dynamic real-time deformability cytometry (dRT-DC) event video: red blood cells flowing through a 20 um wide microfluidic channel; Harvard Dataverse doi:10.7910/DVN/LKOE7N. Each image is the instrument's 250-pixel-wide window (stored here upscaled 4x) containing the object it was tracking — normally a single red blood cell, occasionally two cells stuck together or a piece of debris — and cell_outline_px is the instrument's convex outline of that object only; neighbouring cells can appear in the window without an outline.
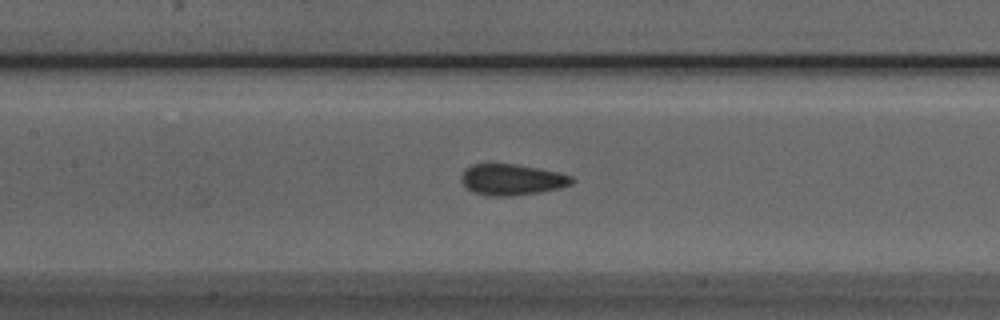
{"species": "Egyptian fruit bat (a non-hibernating species)", "species_latin": "Rousettus aegyptiacus", "temperature_condition": "room temperature", "stored_images_in_passage": 51, "camera_frame_rate_fps": 3000, "um_per_image_px": 0.085, "animal": {"sex": "male"}, "frame": {"image": 1, "passage_image": 23, "time_ms": 7.333, "image_size_px": [1000, 320], "cell_outline_px": [[576, 180], [572, 184], [560, 188], [540, 192], [508, 196], [488, 196], [472, 192], [460, 180], [460, 176], [464, 168], [472, 164], [516, 164], [540, 168], [572, 176]], "centroid_in_image_um": [43.5, 15.26], "position_along_channel_um": 163.9, "area_um2": 20.17}}
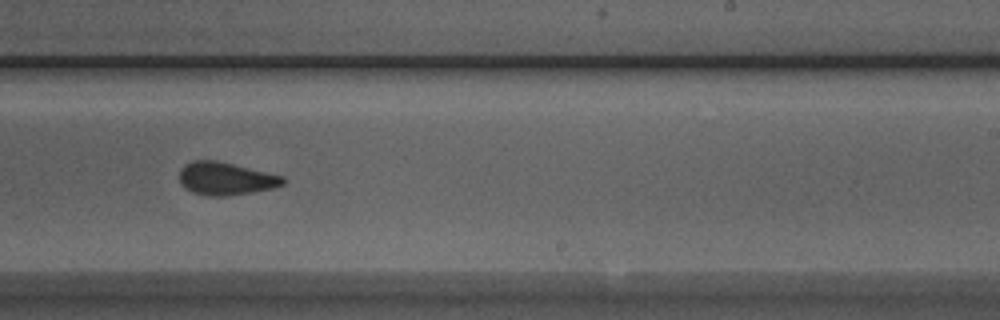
{"frame": {"image": 2, "passage_image": 31, "time_ms": 10.0, "image_size_px": [1000, 320], "cell_outline_px": [[288, 180], [284, 184], [272, 188], [252, 192], [228, 196], [208, 196], [192, 192], [184, 188], [180, 184], [180, 168], [184, 164], [192, 160], [216, 160], [284, 176]], "centroid_in_image_um": [19.17, 15.18], "position_along_channel_um": 269.8, "area_um2": 20.0}}
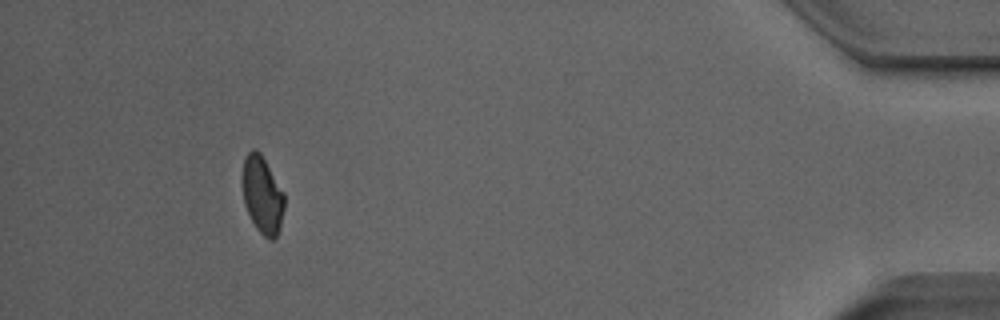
{"frame": {"image": 3, "passage_image": 47, "time_ms": 15.333, "image_size_px": [1000, 320], "cell_outline_px": [[284, 208], [280, 228], [276, 236], [272, 240], [268, 240], [256, 228], [244, 204], [244, 160], [248, 152], [252, 148], [256, 148], [260, 152], [284, 192]], "centroid_in_image_um": [22.33, 16.58], "position_along_channel_um": 412.9, "area_um2": 18.55}, "authors_computed_cell_mechanics": {"area_um2": 20.23, "velocity_mm_per_s": 3.99, "shape_relaxation_time_tau1_ms": 8.0684, "shape_relaxation_time_tau2_ms": 1.1212, "deformation_change_tau1": 0.1202, "deformation_change_tau2": 0.0646}}